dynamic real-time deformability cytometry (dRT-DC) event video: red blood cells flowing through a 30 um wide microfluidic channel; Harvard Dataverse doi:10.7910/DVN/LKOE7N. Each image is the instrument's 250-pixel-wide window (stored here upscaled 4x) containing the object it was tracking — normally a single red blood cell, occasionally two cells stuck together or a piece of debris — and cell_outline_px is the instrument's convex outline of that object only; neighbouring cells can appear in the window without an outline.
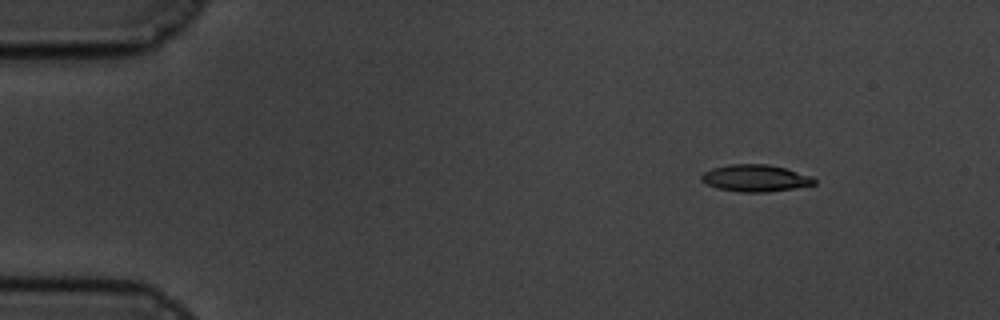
{"species": "common noctule bat (a hibernating species)", "species_latin": "Nyctalus noctula", "temperature_condition": "cold", "stored_images_in_passage": 53, "camera_frame_rate_fps": 3000, "um_per_image_px": 0.085, "animal": {"sex": "male", "body_mass_g": 19.5, "forearm_length_mm": 54.6}, "frame": {"image": 1, "passage_image": 1, "time_ms": 0.0, "image_size_px": [1000, 320], "cell_outline_px": [[816, 184], [768, 192], [740, 192], [720, 188], [708, 184], [700, 180], [700, 176], [704, 172], [712, 168], [728, 164], [768, 164], [784, 168], [812, 176], [816, 180]], "centroid_in_image_um": [64.2, 15.13], "position_along_channel_um": 20.8, "area_um2": 17.57}}
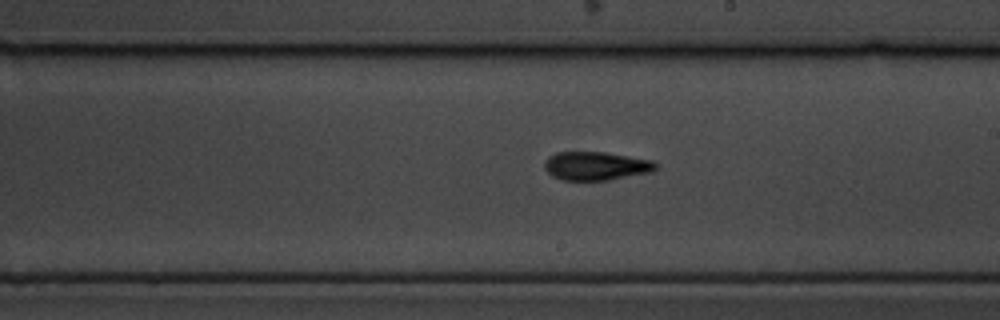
{"frame": {"image": 2, "passage_image": 28, "time_ms": 9.0, "image_size_px": [1000, 320], "cell_outline_px": [[656, 168], [652, 172], [608, 180], [560, 180], [552, 176], [544, 168], [544, 160], [548, 156], [556, 152], [604, 152], [652, 160], [656, 164]], "centroid_in_image_um": [50.62, 14.1], "position_along_channel_um": 238.4, "area_um2": 18.55}}
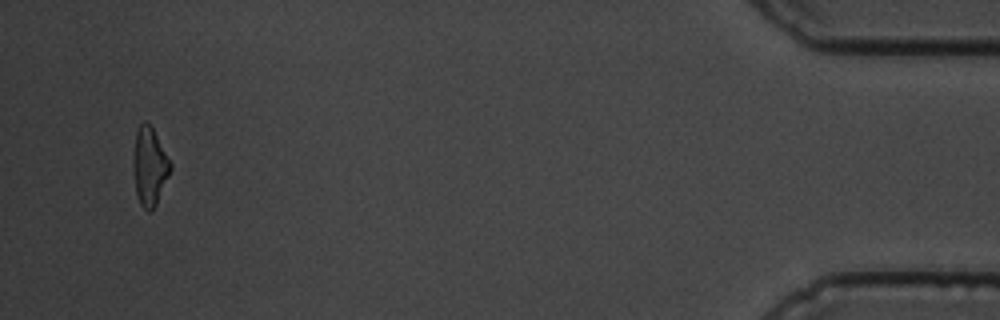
{"frame": {"image": 3, "passage_image": 51, "time_ms": 16.667, "image_size_px": [1000, 320], "cell_outline_px": [[172, 168], [156, 204], [148, 212], [140, 204], [136, 192], [132, 168], [132, 164], [136, 132], [140, 124], [144, 120], [152, 128], [172, 164]], "centroid_in_image_um": [12.7, 14.15], "position_along_channel_um": 422.5, "area_um2": 16.7}, "authors_computed_cell_mechanics": {"area_um2": 17.918, "velocity_mm_per_s": 3.3956, "shape_relaxation_time_tau1_ms": 6.4037, "shape_relaxation_time_tau2_ms": 3.8679, "deformation_change_tau1": 0.1893, "deformation_change_tau2": 0.1191}}